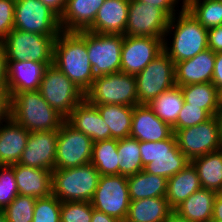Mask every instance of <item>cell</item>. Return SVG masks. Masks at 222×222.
Here are the masks:
<instances>
[{
	"instance_id": "1",
	"label": "cell",
	"mask_w": 222,
	"mask_h": 222,
	"mask_svg": "<svg viewBox=\"0 0 222 222\" xmlns=\"http://www.w3.org/2000/svg\"><path fill=\"white\" fill-rule=\"evenodd\" d=\"M53 64L85 93L95 79L86 47V31H61L54 41Z\"/></svg>"
},
{
	"instance_id": "2",
	"label": "cell",
	"mask_w": 222,
	"mask_h": 222,
	"mask_svg": "<svg viewBox=\"0 0 222 222\" xmlns=\"http://www.w3.org/2000/svg\"><path fill=\"white\" fill-rule=\"evenodd\" d=\"M181 8L170 18L163 39V51L174 63L191 59L208 48V30L184 7V0ZM170 34L172 45L167 39Z\"/></svg>"
},
{
	"instance_id": "3",
	"label": "cell",
	"mask_w": 222,
	"mask_h": 222,
	"mask_svg": "<svg viewBox=\"0 0 222 222\" xmlns=\"http://www.w3.org/2000/svg\"><path fill=\"white\" fill-rule=\"evenodd\" d=\"M10 117L29 132L59 130L66 120L44 100L39 90L11 97Z\"/></svg>"
},
{
	"instance_id": "4",
	"label": "cell",
	"mask_w": 222,
	"mask_h": 222,
	"mask_svg": "<svg viewBox=\"0 0 222 222\" xmlns=\"http://www.w3.org/2000/svg\"><path fill=\"white\" fill-rule=\"evenodd\" d=\"M100 174L92 163L52 171V195L61 202H90Z\"/></svg>"
},
{
	"instance_id": "5",
	"label": "cell",
	"mask_w": 222,
	"mask_h": 222,
	"mask_svg": "<svg viewBox=\"0 0 222 222\" xmlns=\"http://www.w3.org/2000/svg\"><path fill=\"white\" fill-rule=\"evenodd\" d=\"M85 99L94 106L117 104L134 107L138 105L136 77L121 71L97 76L85 92Z\"/></svg>"
},
{
	"instance_id": "6",
	"label": "cell",
	"mask_w": 222,
	"mask_h": 222,
	"mask_svg": "<svg viewBox=\"0 0 222 222\" xmlns=\"http://www.w3.org/2000/svg\"><path fill=\"white\" fill-rule=\"evenodd\" d=\"M144 171L169 179L191 161L179 150L174 133L157 142L139 141Z\"/></svg>"
},
{
	"instance_id": "7",
	"label": "cell",
	"mask_w": 222,
	"mask_h": 222,
	"mask_svg": "<svg viewBox=\"0 0 222 222\" xmlns=\"http://www.w3.org/2000/svg\"><path fill=\"white\" fill-rule=\"evenodd\" d=\"M56 38L14 28L0 45L7 61L53 63Z\"/></svg>"
},
{
	"instance_id": "8",
	"label": "cell",
	"mask_w": 222,
	"mask_h": 222,
	"mask_svg": "<svg viewBox=\"0 0 222 222\" xmlns=\"http://www.w3.org/2000/svg\"><path fill=\"white\" fill-rule=\"evenodd\" d=\"M39 91L44 100L65 119L85 98V93L54 64L46 68Z\"/></svg>"
},
{
	"instance_id": "9",
	"label": "cell",
	"mask_w": 222,
	"mask_h": 222,
	"mask_svg": "<svg viewBox=\"0 0 222 222\" xmlns=\"http://www.w3.org/2000/svg\"><path fill=\"white\" fill-rule=\"evenodd\" d=\"M179 150L192 159L222 149L218 116L193 127L173 130Z\"/></svg>"
},
{
	"instance_id": "10",
	"label": "cell",
	"mask_w": 222,
	"mask_h": 222,
	"mask_svg": "<svg viewBox=\"0 0 222 222\" xmlns=\"http://www.w3.org/2000/svg\"><path fill=\"white\" fill-rule=\"evenodd\" d=\"M135 77L138 104H149L162 92L176 86L175 63L163 51Z\"/></svg>"
},
{
	"instance_id": "11",
	"label": "cell",
	"mask_w": 222,
	"mask_h": 222,
	"mask_svg": "<svg viewBox=\"0 0 222 222\" xmlns=\"http://www.w3.org/2000/svg\"><path fill=\"white\" fill-rule=\"evenodd\" d=\"M14 28L50 37L62 31L60 17L40 0H15Z\"/></svg>"
},
{
	"instance_id": "12",
	"label": "cell",
	"mask_w": 222,
	"mask_h": 222,
	"mask_svg": "<svg viewBox=\"0 0 222 222\" xmlns=\"http://www.w3.org/2000/svg\"><path fill=\"white\" fill-rule=\"evenodd\" d=\"M124 35L100 34L86 30V47L95 77L121 71Z\"/></svg>"
},
{
	"instance_id": "13",
	"label": "cell",
	"mask_w": 222,
	"mask_h": 222,
	"mask_svg": "<svg viewBox=\"0 0 222 222\" xmlns=\"http://www.w3.org/2000/svg\"><path fill=\"white\" fill-rule=\"evenodd\" d=\"M90 202L94 209L125 221L130 206L127 177L120 174L100 175Z\"/></svg>"
},
{
	"instance_id": "14",
	"label": "cell",
	"mask_w": 222,
	"mask_h": 222,
	"mask_svg": "<svg viewBox=\"0 0 222 222\" xmlns=\"http://www.w3.org/2000/svg\"><path fill=\"white\" fill-rule=\"evenodd\" d=\"M93 141L66 120L58 130L55 169L74 168L89 164Z\"/></svg>"
},
{
	"instance_id": "15",
	"label": "cell",
	"mask_w": 222,
	"mask_h": 222,
	"mask_svg": "<svg viewBox=\"0 0 222 222\" xmlns=\"http://www.w3.org/2000/svg\"><path fill=\"white\" fill-rule=\"evenodd\" d=\"M170 17L154 5L129 0L125 36H149L164 39Z\"/></svg>"
},
{
	"instance_id": "16",
	"label": "cell",
	"mask_w": 222,
	"mask_h": 222,
	"mask_svg": "<svg viewBox=\"0 0 222 222\" xmlns=\"http://www.w3.org/2000/svg\"><path fill=\"white\" fill-rule=\"evenodd\" d=\"M163 39L125 36L121 50V72L136 75L163 52Z\"/></svg>"
},
{
	"instance_id": "17",
	"label": "cell",
	"mask_w": 222,
	"mask_h": 222,
	"mask_svg": "<svg viewBox=\"0 0 222 222\" xmlns=\"http://www.w3.org/2000/svg\"><path fill=\"white\" fill-rule=\"evenodd\" d=\"M58 130L30 132L19 164L53 171L55 169Z\"/></svg>"
},
{
	"instance_id": "18",
	"label": "cell",
	"mask_w": 222,
	"mask_h": 222,
	"mask_svg": "<svg viewBox=\"0 0 222 222\" xmlns=\"http://www.w3.org/2000/svg\"><path fill=\"white\" fill-rule=\"evenodd\" d=\"M53 63L7 61L6 88L10 97L24 91L39 90L46 68Z\"/></svg>"
},
{
	"instance_id": "19",
	"label": "cell",
	"mask_w": 222,
	"mask_h": 222,
	"mask_svg": "<svg viewBox=\"0 0 222 222\" xmlns=\"http://www.w3.org/2000/svg\"><path fill=\"white\" fill-rule=\"evenodd\" d=\"M172 134V127L160 120L147 104L134 106L130 137L143 142H157Z\"/></svg>"
},
{
	"instance_id": "20",
	"label": "cell",
	"mask_w": 222,
	"mask_h": 222,
	"mask_svg": "<svg viewBox=\"0 0 222 222\" xmlns=\"http://www.w3.org/2000/svg\"><path fill=\"white\" fill-rule=\"evenodd\" d=\"M215 59L216 53L207 48L191 59L175 63L176 86L212 82Z\"/></svg>"
},
{
	"instance_id": "21",
	"label": "cell",
	"mask_w": 222,
	"mask_h": 222,
	"mask_svg": "<svg viewBox=\"0 0 222 222\" xmlns=\"http://www.w3.org/2000/svg\"><path fill=\"white\" fill-rule=\"evenodd\" d=\"M66 121L76 130L89 136L93 143L110 139V128L96 106L85 98L72 110Z\"/></svg>"
},
{
	"instance_id": "22",
	"label": "cell",
	"mask_w": 222,
	"mask_h": 222,
	"mask_svg": "<svg viewBox=\"0 0 222 222\" xmlns=\"http://www.w3.org/2000/svg\"><path fill=\"white\" fill-rule=\"evenodd\" d=\"M30 132L11 117L0 123V165L17 164Z\"/></svg>"
},
{
	"instance_id": "23",
	"label": "cell",
	"mask_w": 222,
	"mask_h": 222,
	"mask_svg": "<svg viewBox=\"0 0 222 222\" xmlns=\"http://www.w3.org/2000/svg\"><path fill=\"white\" fill-rule=\"evenodd\" d=\"M128 11L129 0H105L88 31L100 34L124 35Z\"/></svg>"
},
{
	"instance_id": "24",
	"label": "cell",
	"mask_w": 222,
	"mask_h": 222,
	"mask_svg": "<svg viewBox=\"0 0 222 222\" xmlns=\"http://www.w3.org/2000/svg\"><path fill=\"white\" fill-rule=\"evenodd\" d=\"M19 195L45 198L52 194V171L13 164Z\"/></svg>"
},
{
	"instance_id": "25",
	"label": "cell",
	"mask_w": 222,
	"mask_h": 222,
	"mask_svg": "<svg viewBox=\"0 0 222 222\" xmlns=\"http://www.w3.org/2000/svg\"><path fill=\"white\" fill-rule=\"evenodd\" d=\"M105 0H66L60 17L62 31L79 32L88 30L94 22L99 8Z\"/></svg>"
},
{
	"instance_id": "26",
	"label": "cell",
	"mask_w": 222,
	"mask_h": 222,
	"mask_svg": "<svg viewBox=\"0 0 222 222\" xmlns=\"http://www.w3.org/2000/svg\"><path fill=\"white\" fill-rule=\"evenodd\" d=\"M201 188L198 173L192 163L170 177L167 181L165 198L169 206L174 210L190 195Z\"/></svg>"
},
{
	"instance_id": "27",
	"label": "cell",
	"mask_w": 222,
	"mask_h": 222,
	"mask_svg": "<svg viewBox=\"0 0 222 222\" xmlns=\"http://www.w3.org/2000/svg\"><path fill=\"white\" fill-rule=\"evenodd\" d=\"M217 193L200 188L174 209L181 217L190 222H209Z\"/></svg>"
},
{
	"instance_id": "28",
	"label": "cell",
	"mask_w": 222,
	"mask_h": 222,
	"mask_svg": "<svg viewBox=\"0 0 222 222\" xmlns=\"http://www.w3.org/2000/svg\"><path fill=\"white\" fill-rule=\"evenodd\" d=\"M173 209L165 197L130 201L127 222H164Z\"/></svg>"
},
{
	"instance_id": "29",
	"label": "cell",
	"mask_w": 222,
	"mask_h": 222,
	"mask_svg": "<svg viewBox=\"0 0 222 222\" xmlns=\"http://www.w3.org/2000/svg\"><path fill=\"white\" fill-rule=\"evenodd\" d=\"M165 177L153 175L142 170L127 177L130 201L144 198L165 197L167 192Z\"/></svg>"
},
{
	"instance_id": "30",
	"label": "cell",
	"mask_w": 222,
	"mask_h": 222,
	"mask_svg": "<svg viewBox=\"0 0 222 222\" xmlns=\"http://www.w3.org/2000/svg\"><path fill=\"white\" fill-rule=\"evenodd\" d=\"M104 122L110 128V138L130 137L134 107L117 104L96 106Z\"/></svg>"
},
{
	"instance_id": "31",
	"label": "cell",
	"mask_w": 222,
	"mask_h": 222,
	"mask_svg": "<svg viewBox=\"0 0 222 222\" xmlns=\"http://www.w3.org/2000/svg\"><path fill=\"white\" fill-rule=\"evenodd\" d=\"M196 168L201 188L218 192L222 186V149L191 160Z\"/></svg>"
},
{
	"instance_id": "32",
	"label": "cell",
	"mask_w": 222,
	"mask_h": 222,
	"mask_svg": "<svg viewBox=\"0 0 222 222\" xmlns=\"http://www.w3.org/2000/svg\"><path fill=\"white\" fill-rule=\"evenodd\" d=\"M181 91L184 102L189 105L199 106L211 116H217L221 112L218 89L212 82L181 86Z\"/></svg>"
},
{
	"instance_id": "33",
	"label": "cell",
	"mask_w": 222,
	"mask_h": 222,
	"mask_svg": "<svg viewBox=\"0 0 222 222\" xmlns=\"http://www.w3.org/2000/svg\"><path fill=\"white\" fill-rule=\"evenodd\" d=\"M162 121L171 127L177 122L178 114L184 105V97L181 87L174 86L147 104Z\"/></svg>"
},
{
	"instance_id": "34",
	"label": "cell",
	"mask_w": 222,
	"mask_h": 222,
	"mask_svg": "<svg viewBox=\"0 0 222 222\" xmlns=\"http://www.w3.org/2000/svg\"><path fill=\"white\" fill-rule=\"evenodd\" d=\"M118 140L106 139L93 143L91 161L100 175H119Z\"/></svg>"
},
{
	"instance_id": "35",
	"label": "cell",
	"mask_w": 222,
	"mask_h": 222,
	"mask_svg": "<svg viewBox=\"0 0 222 222\" xmlns=\"http://www.w3.org/2000/svg\"><path fill=\"white\" fill-rule=\"evenodd\" d=\"M184 7L207 30L222 26V0H184Z\"/></svg>"
},
{
	"instance_id": "36",
	"label": "cell",
	"mask_w": 222,
	"mask_h": 222,
	"mask_svg": "<svg viewBox=\"0 0 222 222\" xmlns=\"http://www.w3.org/2000/svg\"><path fill=\"white\" fill-rule=\"evenodd\" d=\"M117 153L120 175L128 177L144 170L137 139L127 137L118 140Z\"/></svg>"
},
{
	"instance_id": "37",
	"label": "cell",
	"mask_w": 222,
	"mask_h": 222,
	"mask_svg": "<svg viewBox=\"0 0 222 222\" xmlns=\"http://www.w3.org/2000/svg\"><path fill=\"white\" fill-rule=\"evenodd\" d=\"M36 199L35 197L18 194L17 197L2 210L7 222H32Z\"/></svg>"
},
{
	"instance_id": "38",
	"label": "cell",
	"mask_w": 222,
	"mask_h": 222,
	"mask_svg": "<svg viewBox=\"0 0 222 222\" xmlns=\"http://www.w3.org/2000/svg\"><path fill=\"white\" fill-rule=\"evenodd\" d=\"M61 201L54 195L37 198L32 222H61Z\"/></svg>"
},
{
	"instance_id": "39",
	"label": "cell",
	"mask_w": 222,
	"mask_h": 222,
	"mask_svg": "<svg viewBox=\"0 0 222 222\" xmlns=\"http://www.w3.org/2000/svg\"><path fill=\"white\" fill-rule=\"evenodd\" d=\"M92 205L86 201L61 202V222H91Z\"/></svg>"
},
{
	"instance_id": "40",
	"label": "cell",
	"mask_w": 222,
	"mask_h": 222,
	"mask_svg": "<svg viewBox=\"0 0 222 222\" xmlns=\"http://www.w3.org/2000/svg\"><path fill=\"white\" fill-rule=\"evenodd\" d=\"M18 195L13 166L0 165V211Z\"/></svg>"
},
{
	"instance_id": "41",
	"label": "cell",
	"mask_w": 222,
	"mask_h": 222,
	"mask_svg": "<svg viewBox=\"0 0 222 222\" xmlns=\"http://www.w3.org/2000/svg\"><path fill=\"white\" fill-rule=\"evenodd\" d=\"M212 116L199 106L189 105L184 102V105L178 114L177 122L172 126V130H179L182 128L193 127L198 125Z\"/></svg>"
},
{
	"instance_id": "42",
	"label": "cell",
	"mask_w": 222,
	"mask_h": 222,
	"mask_svg": "<svg viewBox=\"0 0 222 222\" xmlns=\"http://www.w3.org/2000/svg\"><path fill=\"white\" fill-rule=\"evenodd\" d=\"M15 0H0V43L14 29Z\"/></svg>"
},
{
	"instance_id": "43",
	"label": "cell",
	"mask_w": 222,
	"mask_h": 222,
	"mask_svg": "<svg viewBox=\"0 0 222 222\" xmlns=\"http://www.w3.org/2000/svg\"><path fill=\"white\" fill-rule=\"evenodd\" d=\"M208 48L213 52H222V26L208 29Z\"/></svg>"
},
{
	"instance_id": "44",
	"label": "cell",
	"mask_w": 222,
	"mask_h": 222,
	"mask_svg": "<svg viewBox=\"0 0 222 222\" xmlns=\"http://www.w3.org/2000/svg\"><path fill=\"white\" fill-rule=\"evenodd\" d=\"M11 97L6 87H0V123L10 118Z\"/></svg>"
},
{
	"instance_id": "45",
	"label": "cell",
	"mask_w": 222,
	"mask_h": 222,
	"mask_svg": "<svg viewBox=\"0 0 222 222\" xmlns=\"http://www.w3.org/2000/svg\"><path fill=\"white\" fill-rule=\"evenodd\" d=\"M142 3L154 5L161 8L170 18L174 16L177 10H175L176 5H178L179 0H137Z\"/></svg>"
},
{
	"instance_id": "46",
	"label": "cell",
	"mask_w": 222,
	"mask_h": 222,
	"mask_svg": "<svg viewBox=\"0 0 222 222\" xmlns=\"http://www.w3.org/2000/svg\"><path fill=\"white\" fill-rule=\"evenodd\" d=\"M212 83L217 89L222 85V52L216 53Z\"/></svg>"
},
{
	"instance_id": "47",
	"label": "cell",
	"mask_w": 222,
	"mask_h": 222,
	"mask_svg": "<svg viewBox=\"0 0 222 222\" xmlns=\"http://www.w3.org/2000/svg\"><path fill=\"white\" fill-rule=\"evenodd\" d=\"M47 7L53 10L59 17L63 14L66 6V0H40Z\"/></svg>"
},
{
	"instance_id": "48",
	"label": "cell",
	"mask_w": 222,
	"mask_h": 222,
	"mask_svg": "<svg viewBox=\"0 0 222 222\" xmlns=\"http://www.w3.org/2000/svg\"><path fill=\"white\" fill-rule=\"evenodd\" d=\"M7 78V60L4 51L0 45V87H6Z\"/></svg>"
},
{
	"instance_id": "49",
	"label": "cell",
	"mask_w": 222,
	"mask_h": 222,
	"mask_svg": "<svg viewBox=\"0 0 222 222\" xmlns=\"http://www.w3.org/2000/svg\"><path fill=\"white\" fill-rule=\"evenodd\" d=\"M91 222H121L117 218L109 216L101 211H98L92 207Z\"/></svg>"
},
{
	"instance_id": "50",
	"label": "cell",
	"mask_w": 222,
	"mask_h": 222,
	"mask_svg": "<svg viewBox=\"0 0 222 222\" xmlns=\"http://www.w3.org/2000/svg\"><path fill=\"white\" fill-rule=\"evenodd\" d=\"M212 219L222 221V197H219L218 195L214 202Z\"/></svg>"
},
{
	"instance_id": "51",
	"label": "cell",
	"mask_w": 222,
	"mask_h": 222,
	"mask_svg": "<svg viewBox=\"0 0 222 222\" xmlns=\"http://www.w3.org/2000/svg\"><path fill=\"white\" fill-rule=\"evenodd\" d=\"M164 222H190V221L181 217L177 212L173 210Z\"/></svg>"
},
{
	"instance_id": "52",
	"label": "cell",
	"mask_w": 222,
	"mask_h": 222,
	"mask_svg": "<svg viewBox=\"0 0 222 222\" xmlns=\"http://www.w3.org/2000/svg\"><path fill=\"white\" fill-rule=\"evenodd\" d=\"M218 100L222 110V85L218 88Z\"/></svg>"
},
{
	"instance_id": "53",
	"label": "cell",
	"mask_w": 222,
	"mask_h": 222,
	"mask_svg": "<svg viewBox=\"0 0 222 222\" xmlns=\"http://www.w3.org/2000/svg\"><path fill=\"white\" fill-rule=\"evenodd\" d=\"M217 116H218L219 121H220V133H221V145H222V110Z\"/></svg>"
},
{
	"instance_id": "54",
	"label": "cell",
	"mask_w": 222,
	"mask_h": 222,
	"mask_svg": "<svg viewBox=\"0 0 222 222\" xmlns=\"http://www.w3.org/2000/svg\"><path fill=\"white\" fill-rule=\"evenodd\" d=\"M0 222H7L6 217L2 211H0Z\"/></svg>"
},
{
	"instance_id": "55",
	"label": "cell",
	"mask_w": 222,
	"mask_h": 222,
	"mask_svg": "<svg viewBox=\"0 0 222 222\" xmlns=\"http://www.w3.org/2000/svg\"><path fill=\"white\" fill-rule=\"evenodd\" d=\"M217 195H218L219 197H222V186H221L220 190L217 192Z\"/></svg>"
},
{
	"instance_id": "56",
	"label": "cell",
	"mask_w": 222,
	"mask_h": 222,
	"mask_svg": "<svg viewBox=\"0 0 222 222\" xmlns=\"http://www.w3.org/2000/svg\"><path fill=\"white\" fill-rule=\"evenodd\" d=\"M209 222H222V221H217V220L211 219Z\"/></svg>"
}]
</instances>
